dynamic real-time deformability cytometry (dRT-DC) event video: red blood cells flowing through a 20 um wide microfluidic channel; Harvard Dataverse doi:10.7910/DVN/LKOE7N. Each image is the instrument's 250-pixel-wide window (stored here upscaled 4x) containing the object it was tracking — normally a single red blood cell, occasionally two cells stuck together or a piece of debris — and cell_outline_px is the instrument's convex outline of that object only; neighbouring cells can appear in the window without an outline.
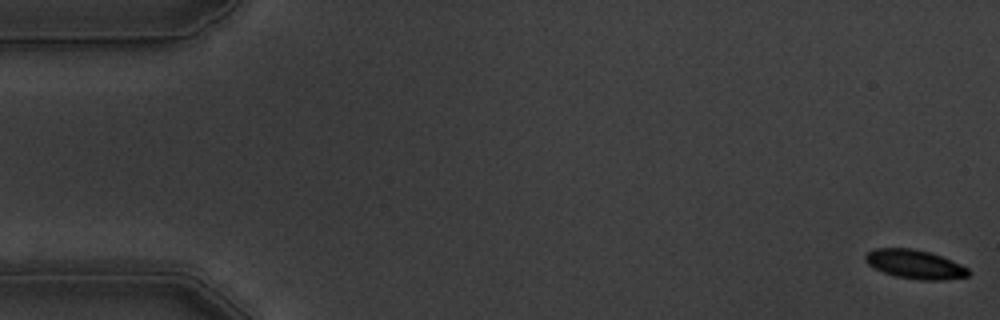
{"species": "common noctule bat (a hibernating species)", "species_latin": "Nyctalus noctula", "temperature_condition": "warm", "stored_images_in_passage": 57, "camera_frame_rate_fps": 3000, "um_per_image_px": 0.085, "animal": {"sex": "male", "body_mass_g": 19.5, "forearm_length_mm": 54.6}, "frame": {"image": 1, "passage_image": 1, "time_ms": 0.0, "image_size_px": [1000, 320], "cell_outline_px": [[972, 272], [968, 276], [944, 280], [920, 280], [896, 276], [884, 272], [868, 264], [864, 260], [864, 256], [868, 252], [876, 248], [912, 248], [928, 252], [940, 256], [960, 264], [968, 268]], "centroid_in_image_um": [77.78, 22.47], "position_along_channel_um": 7.2, "area_um2": 17.22}}
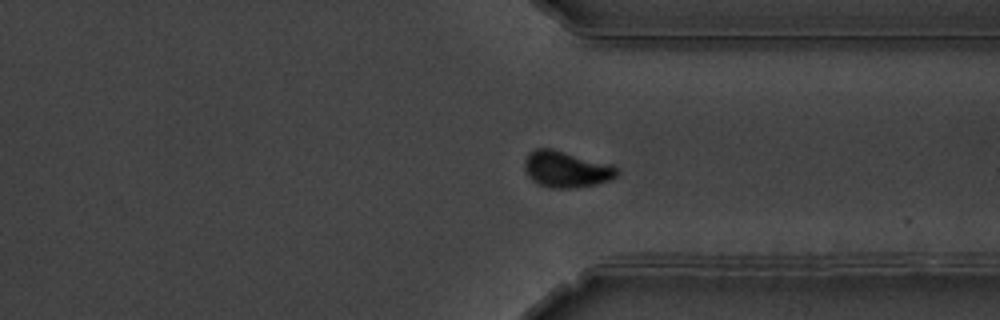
{"frame": {"image": 2, "passage_image": 43, "time_ms": 14.0, "image_size_px": [1000, 320], "cell_outline_px": [[620, 172], [616, 176], [608, 180], [596, 184], [572, 188], [552, 188], [536, 184], [528, 176], [524, 168], [524, 160], [528, 152], [536, 148], [552, 148], [612, 164]], "centroid_in_image_um": [48.1, 14.37], "position_along_channel_um": 363.3, "area_um2": 19.77}}
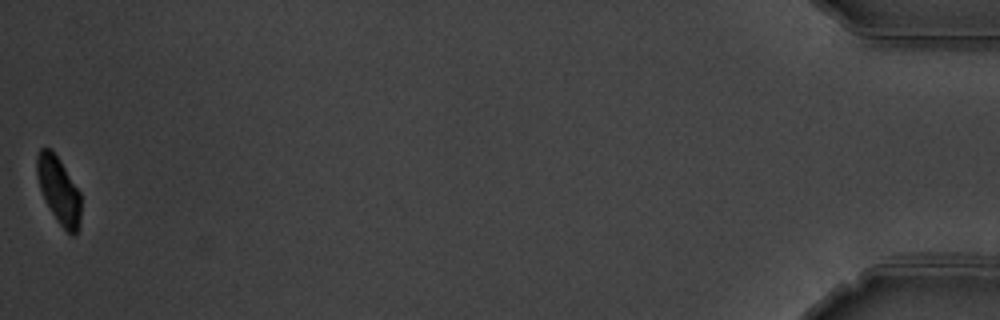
{"frame": {"image": 3, "passage_image": 57, "time_ms": 18.667, "image_size_px": [1000, 320], "cell_outline_px": [[80, 228], [72, 236], [60, 224], [44, 200], [40, 188], [36, 172], [36, 156], [40, 148], [52, 148], [60, 160], [80, 192]], "centroid_in_image_um": [4.99, 16.14], "position_along_channel_um": 430.2, "area_um2": 17.11}, "authors_computed_cell_mechanics": {"area_um2": 18.8428, "velocity_mm_per_s": 3.5399, "shape_relaxation_time_tau1_ms": 3.2552, "shape_relaxation_time_tau2_ms": null, "deformation_change_tau1": 0.1326, "deformation_change_tau2": null}}